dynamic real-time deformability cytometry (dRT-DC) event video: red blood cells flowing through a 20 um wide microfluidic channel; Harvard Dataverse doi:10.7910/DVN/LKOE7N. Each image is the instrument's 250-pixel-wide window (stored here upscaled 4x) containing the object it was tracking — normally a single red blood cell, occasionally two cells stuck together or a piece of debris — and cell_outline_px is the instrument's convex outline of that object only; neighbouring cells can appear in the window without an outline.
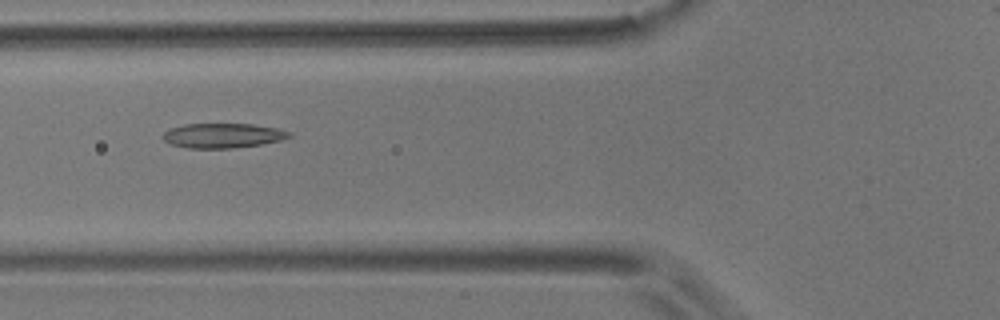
{"species": "common noctule bat (a hibernating species)", "species_latin": "Nyctalus noctula", "temperature_condition": "room temperature", "stored_images_in_passage": 5, "camera_frame_rate_fps": 3000, "um_per_image_px": 0.085, "animal": {"sex": "male", "body_mass_g": 17.9}, "frame": {"image": 1, "passage_image": 3, "time_ms": 2.667, "image_size_px": [1000, 320], "cell_outline_px": [[292, 136], [280, 140], [260, 144], [232, 148], [188, 148], [172, 144], [164, 140], [160, 136], [168, 128], [184, 124], [252, 124], [276, 128], [292, 132]], "centroid_in_image_um": [18.9, 11.51], "position_along_channel_um": 106.9, "area_um2": 18.15}}
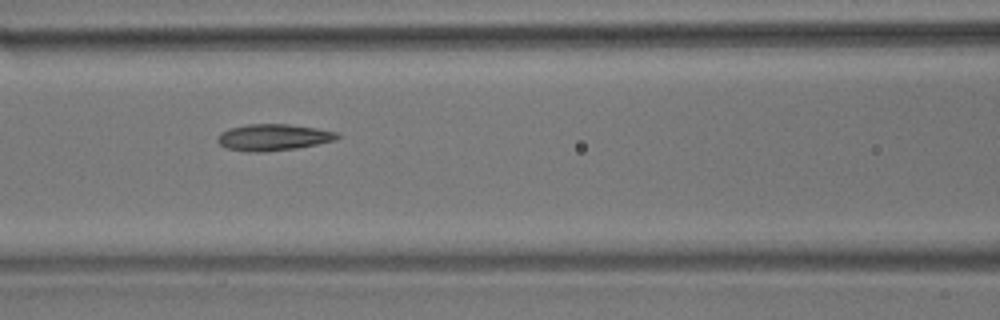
{"frame": {"image": 2, "passage_image": 4, "time_ms": 3.667, "image_size_px": [1000, 320], "cell_outline_px": [[340, 136], [336, 140], [296, 148], [264, 152], [244, 152], [224, 148], [216, 140], [216, 136], [220, 132], [228, 128], [248, 124], [288, 124], [316, 128], [336, 132]], "centroid_in_image_um": [23.15, 11.68], "position_along_channel_um": 143.4, "area_um2": 18.67}}
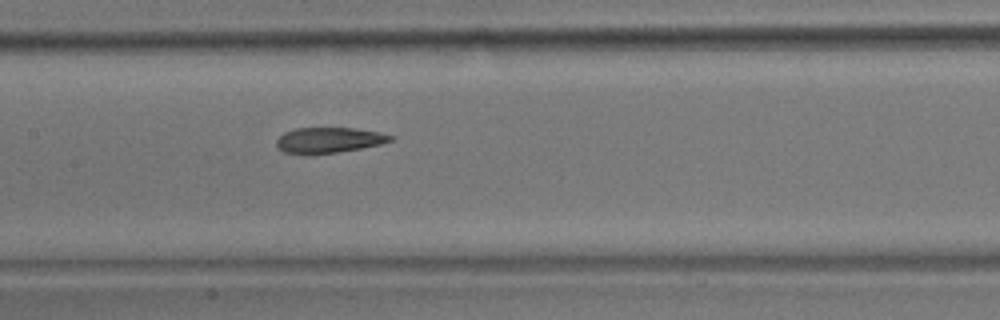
{"frame": {"image": 3, "passage_image": 5, "time_ms": 4.667, "image_size_px": [1000, 320], "cell_outline_px": [[392, 140], [380, 144], [360, 148], [336, 152], [284, 152], [276, 144], [276, 140], [284, 132], [296, 128], [352, 128], [380, 132], [392, 136]], "centroid_in_image_um": [27.97, 11.87], "position_along_channel_um": 179.4, "area_um2": 16.24}}